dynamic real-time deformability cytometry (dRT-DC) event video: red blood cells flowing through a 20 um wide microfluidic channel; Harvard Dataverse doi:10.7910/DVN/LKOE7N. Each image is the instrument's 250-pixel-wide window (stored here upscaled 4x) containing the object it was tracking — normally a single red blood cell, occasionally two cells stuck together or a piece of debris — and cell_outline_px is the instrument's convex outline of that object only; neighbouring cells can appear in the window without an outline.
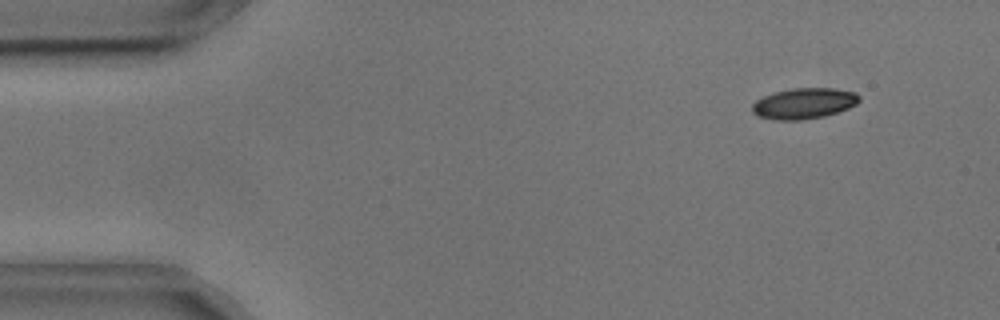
{"species": "common noctule bat (a hibernating species)", "species_latin": "Nyctalus noctula", "temperature_condition": "cold", "stored_images_in_passage": 16, "camera_frame_rate_fps": 3000, "um_per_image_px": 0.085, "animal": {"sex": "male", "body_mass_g": 17.9, "forearm_length_mm": 54.2}, "frame": {"image": 1, "passage_image": 5, "time_ms": 1.333, "image_size_px": [1000, 320], "cell_outline_px": [[860, 100], [856, 104], [848, 108], [824, 116], [800, 120], [776, 120], [756, 116], [752, 112], [752, 104], [756, 100], [772, 92], [792, 88], [832, 88], [856, 92], [860, 96]], "centroid_in_image_um": [68.31, 8.78], "position_along_channel_um": 16.7, "area_um2": 19.31}}